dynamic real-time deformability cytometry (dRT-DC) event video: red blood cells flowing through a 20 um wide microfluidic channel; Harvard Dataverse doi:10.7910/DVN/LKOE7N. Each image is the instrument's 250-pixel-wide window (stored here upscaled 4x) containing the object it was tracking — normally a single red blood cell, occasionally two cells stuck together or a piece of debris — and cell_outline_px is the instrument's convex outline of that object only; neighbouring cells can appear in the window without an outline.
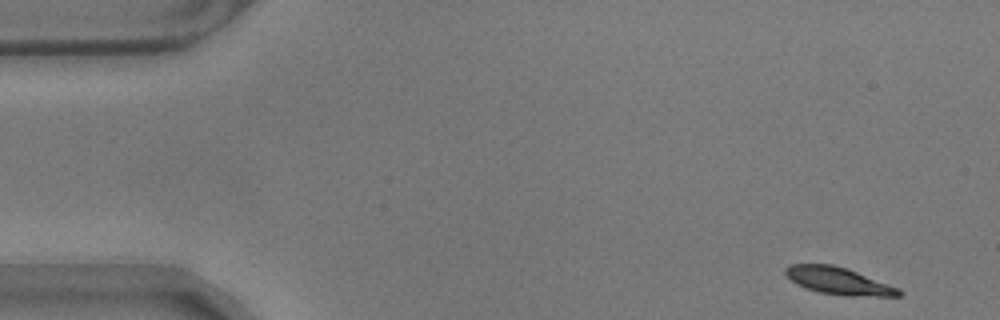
{"species": "common noctule bat (a hibernating species)", "species_latin": "Nyctalus noctula", "temperature_condition": "warm", "stored_images_in_passage": 55, "camera_frame_rate_fps": 3000, "um_per_image_px": 0.085, "animal": {"sex": "male", "body_mass_g": 17.9}, "frame": {"image": 1, "passage_image": 1, "time_ms": 0.0, "image_size_px": [1000, 320], "cell_outline_px": [[904, 292], [900, 296], [844, 296], [820, 292], [804, 288], [796, 284], [784, 272], [784, 268], [788, 264], [832, 264], [848, 268], [900, 288]], "centroid_in_image_um": [71.3, 23.87], "position_along_channel_um": 13.7, "area_um2": 18.21}}
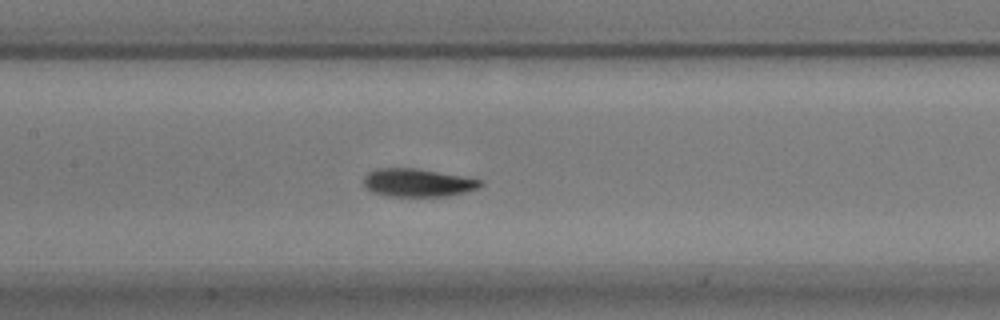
{"frame": {"image": 2, "passage_image": 24, "time_ms": 7.667, "image_size_px": [1000, 320], "cell_outline_px": [[484, 184], [480, 188], [448, 196], [388, 196], [372, 192], [364, 184], [364, 176], [368, 172], [376, 168], [416, 168], [484, 180]], "centroid_in_image_um": [35.53, 15.52], "position_along_channel_um": 171.9, "area_um2": 19.13}}
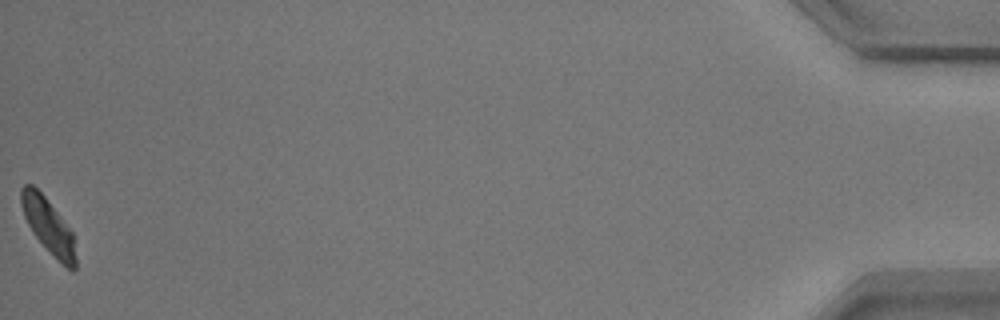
{"frame": {"image": 3, "passage_image": 55, "time_ms": 18.0, "image_size_px": [1000, 320], "cell_outline_px": [[76, 268], [72, 272], [60, 264], [32, 232], [24, 216], [20, 204], [20, 188], [24, 184], [32, 184], [44, 196], [72, 232], [76, 260]], "centroid_in_image_um": [4.09, 19.23], "position_along_channel_um": 431.1, "area_um2": 17.34}, "authors_computed_cell_mechanics": {"area_um2": 18.785, "velocity_mm_per_s": 3.4781, "shape_relaxation_time_tau1_ms": 2.3108, "shape_relaxation_time_tau2_ms": null, "deformation_change_tau1": 0.1165, "deformation_change_tau2": null}}